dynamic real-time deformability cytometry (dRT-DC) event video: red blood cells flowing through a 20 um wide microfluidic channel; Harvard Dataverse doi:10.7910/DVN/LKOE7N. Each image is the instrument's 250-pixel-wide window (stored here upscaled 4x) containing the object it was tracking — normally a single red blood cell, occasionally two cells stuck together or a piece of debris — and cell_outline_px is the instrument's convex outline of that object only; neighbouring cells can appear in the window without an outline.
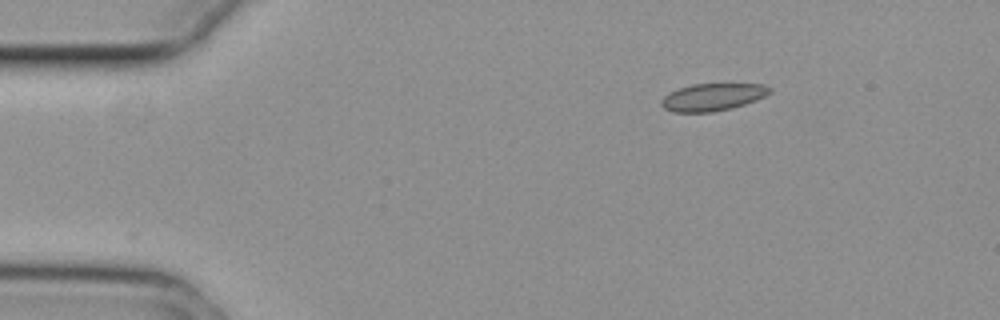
{"species": "common noctule bat (a hibernating species)", "species_latin": "Nyctalus noctula", "temperature_condition": "cold", "stored_images_in_passage": 47, "camera_frame_rate_fps": 3000, "um_per_image_px": 0.085, "animal": {"sex": "female", "body_mass_g": 29.2, "forearm_length_mm": 56.3}, "frame": {"image": 1, "passage_image": 1, "time_ms": 0.0, "image_size_px": [1000, 320], "cell_outline_px": [[772, 92], [756, 100], [732, 108], [712, 112], [672, 112], [664, 108], [660, 104], [660, 100], [668, 92], [692, 84], [764, 84], [772, 88]], "centroid_in_image_um": [60.56, 8.25], "position_along_channel_um": 24.4, "area_um2": 17.34}}
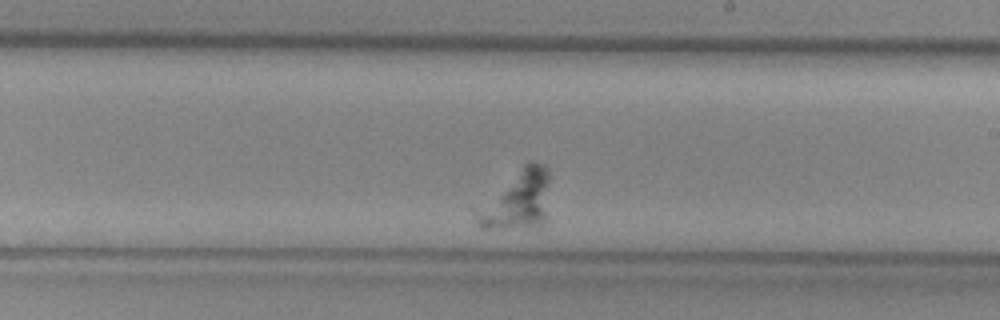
{"frame": {"image": 2, "passage_image": 29, "time_ms": 9.333, "image_size_px": [1000, 320], "cell_outline_px": [[548, 180], [544, 220], [540, 224], [504, 228], [484, 228], [476, 220], [468, 208], [524, 164], [544, 164], [548, 168]], "centroid_in_image_um": [43.77, 16.98], "position_along_channel_um": 245.2, "area_um2": 25.49}}
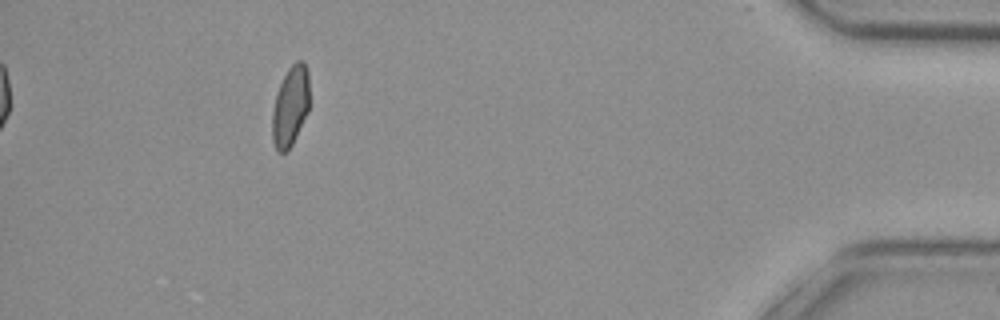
{"frame": {"image": 3, "passage_image": 47, "time_ms": 15.333, "image_size_px": [1000, 320], "cell_outline_px": [[308, 112], [288, 152], [276, 152], [272, 140], [272, 112], [276, 92], [288, 68], [296, 60], [304, 60], [308, 72]], "centroid_in_image_um": [24.66, 9.04], "position_along_channel_um": 410.5, "area_um2": 17.51}}